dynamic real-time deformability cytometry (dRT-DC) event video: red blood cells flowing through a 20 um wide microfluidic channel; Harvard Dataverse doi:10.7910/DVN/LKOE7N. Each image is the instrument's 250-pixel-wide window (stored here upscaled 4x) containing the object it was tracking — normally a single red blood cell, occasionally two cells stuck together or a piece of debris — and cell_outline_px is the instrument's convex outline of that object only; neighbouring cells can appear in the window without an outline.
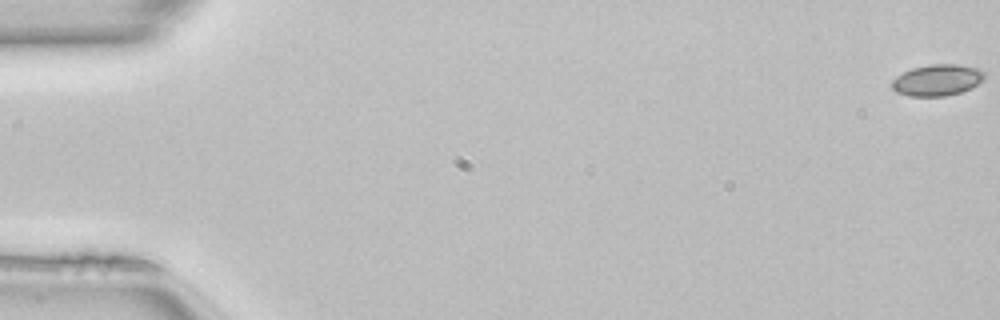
{"species": "common noctule bat (a hibernating species)", "species_latin": "Nyctalus noctula", "temperature_condition": "room temperature", "stored_images_in_passage": 51, "camera_frame_rate_fps": 3000, "um_per_image_px": 0.085, "animal": {"sex": "female", "body_mass_g": 22.7, "forearm_length_mm": 54.2}, "frame": {"image": 1, "passage_image": 1, "time_ms": 0.0, "image_size_px": [1000, 320], "cell_outline_px": [[984, 76], [976, 84], [960, 92], [944, 96], [908, 96], [896, 92], [892, 88], [892, 80], [896, 76], [912, 68], [932, 64], [956, 64], [980, 68], [984, 72]], "centroid_in_image_um": [79.62, 6.8], "position_along_channel_um": 5.4, "area_um2": 16.7}}
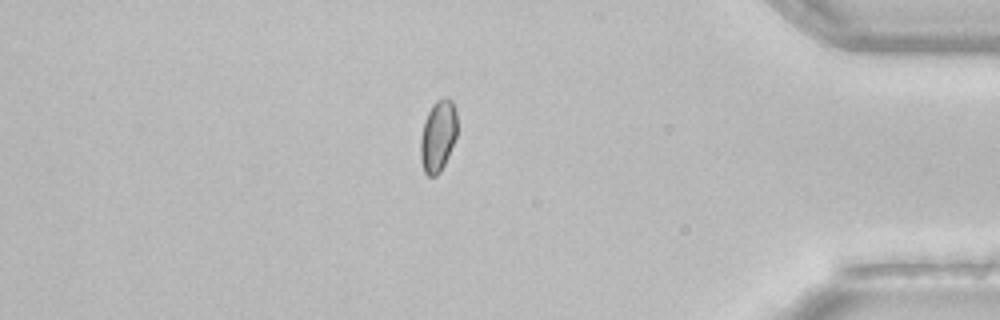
{"frame": {"image": 2, "passage_image": 44, "time_ms": 14.333, "image_size_px": [1000, 320], "cell_outline_px": [[456, 136], [448, 156], [440, 172], [436, 176], [428, 176], [424, 172], [420, 160], [420, 140], [424, 120], [432, 104], [436, 100], [448, 96], [452, 100], [456, 108]], "centroid_in_image_um": [37.21, 11.53], "position_along_channel_um": 398.0, "area_um2": 15.43}}
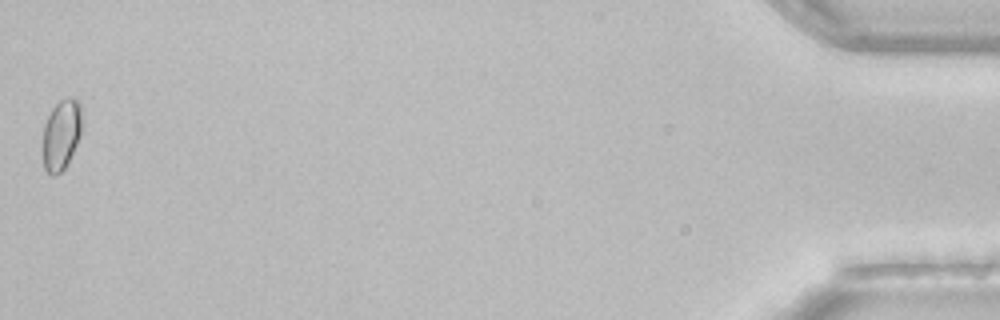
{"frame": {"image": 3, "passage_image": 51, "time_ms": 16.667, "image_size_px": [1000, 320], "cell_outline_px": [[80, 136], [64, 168], [60, 172], [52, 176], [44, 168], [44, 124], [52, 108], [60, 100], [68, 96], [72, 96], [80, 100]], "centroid_in_image_um": [5.21, 11.38], "position_along_channel_um": 430.0, "area_um2": 15.66}, "authors_computed_cell_mechanics": {"area_um2": 15.7216, "velocity_mm_per_s": 4.1227, "shape_relaxation_time_tau1_ms": 1.4951, "shape_relaxation_time_tau2_ms": 9.0232, "deformation_change_tau1": 0.0372, "deformation_change_tau2": 0.0614}}